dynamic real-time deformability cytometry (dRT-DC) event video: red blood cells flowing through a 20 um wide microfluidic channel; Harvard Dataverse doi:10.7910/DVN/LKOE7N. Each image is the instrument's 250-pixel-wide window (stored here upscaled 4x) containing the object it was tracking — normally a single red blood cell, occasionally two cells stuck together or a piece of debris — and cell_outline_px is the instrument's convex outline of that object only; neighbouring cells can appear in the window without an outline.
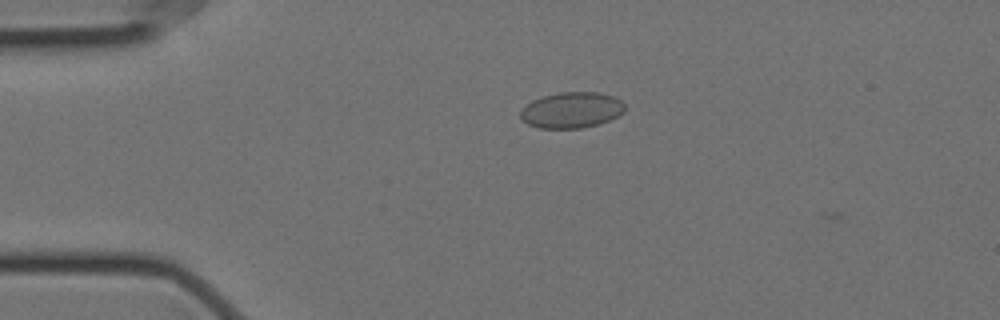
{"species": "Egyptian fruit bat (a non-hibernating species)", "species_latin": "Rousettus aegyptiacus", "temperature_condition": "cold", "stored_images_in_passage": 5, "camera_frame_rate_fps": 3000, "um_per_image_px": 0.085, "animal": {"sex": "female"}, "frame": {"image": 1, "passage_image": 4, "time_ms": 1.0, "image_size_px": [1000, 320], "cell_outline_px": [[624, 112], [600, 124], [580, 128], [540, 128], [528, 124], [520, 120], [520, 112], [532, 100], [544, 96], [560, 92], [596, 92], [612, 96], [620, 100], [624, 104]], "centroid_in_image_um": [48.57, 9.36], "position_along_channel_um": 36.4, "area_um2": 21.68}}